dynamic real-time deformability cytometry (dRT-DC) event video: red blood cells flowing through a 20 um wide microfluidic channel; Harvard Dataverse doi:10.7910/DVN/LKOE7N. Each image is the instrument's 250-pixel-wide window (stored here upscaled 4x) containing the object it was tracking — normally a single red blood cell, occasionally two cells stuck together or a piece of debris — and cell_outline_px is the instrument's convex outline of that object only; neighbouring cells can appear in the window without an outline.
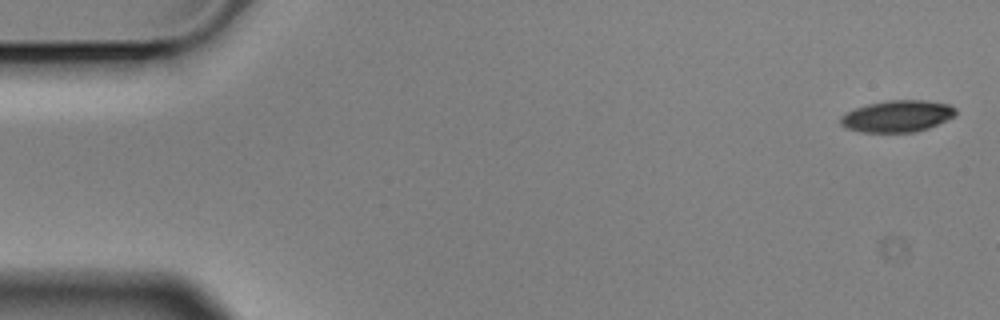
{"species": "Egyptian fruit bat (a non-hibernating species)", "species_latin": "Rousettus aegyptiacus", "temperature_condition": "cold", "stored_images_in_passage": 3, "camera_frame_rate_fps": 3000, "um_per_image_px": 0.085, "animal": {"sex": "male"}, "frame": {"image": 1, "passage_image": 1, "time_ms": 0.0, "image_size_px": [1000, 320], "cell_outline_px": [[956, 116], [928, 128], [916, 132], [860, 132], [848, 128], [840, 124], [840, 116], [856, 108], [868, 104], [888, 100], [924, 100], [948, 104], [956, 108]], "centroid_in_image_um": [76.29, 9.87], "position_along_channel_um": 8.7, "area_um2": 21.21}}